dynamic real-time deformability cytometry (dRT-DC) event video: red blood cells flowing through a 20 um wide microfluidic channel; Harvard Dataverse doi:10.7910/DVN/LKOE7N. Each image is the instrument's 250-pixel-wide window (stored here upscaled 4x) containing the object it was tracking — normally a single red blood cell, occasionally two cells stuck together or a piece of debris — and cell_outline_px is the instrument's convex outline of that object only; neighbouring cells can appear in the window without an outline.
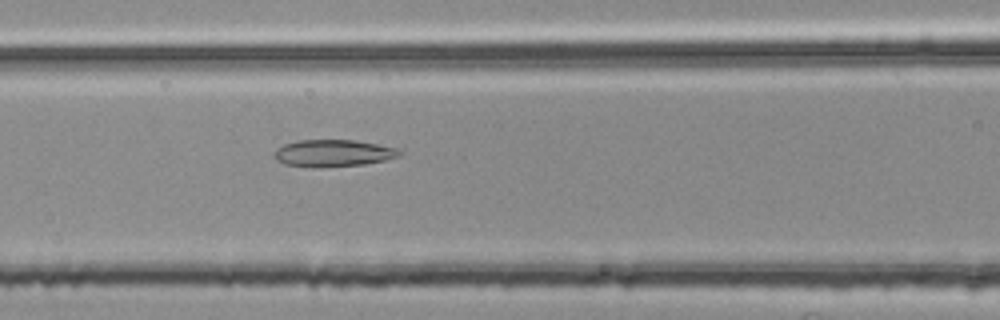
{"species": "common noctule bat (a hibernating species)", "species_latin": "Nyctalus noctula", "temperature_condition": "room temperature", "stored_images_in_passage": 34, "camera_frame_rate_fps": 3000, "um_per_image_px": 0.085, "animal": {"sex": "female", "body_mass_g": 25.1}, "frame": {"image": 1, "passage_image": 6, "time_ms": 1.667, "image_size_px": [1000, 320], "cell_outline_px": [[404, 152], [400, 156], [384, 160], [364, 164], [312, 168], [284, 164], [276, 160], [272, 156], [276, 148], [284, 144], [296, 140], [352, 140], [376, 144], [396, 148]], "centroid_in_image_um": [28.26, 13.02], "position_along_channel_um": 138.3, "area_um2": 19.83}}
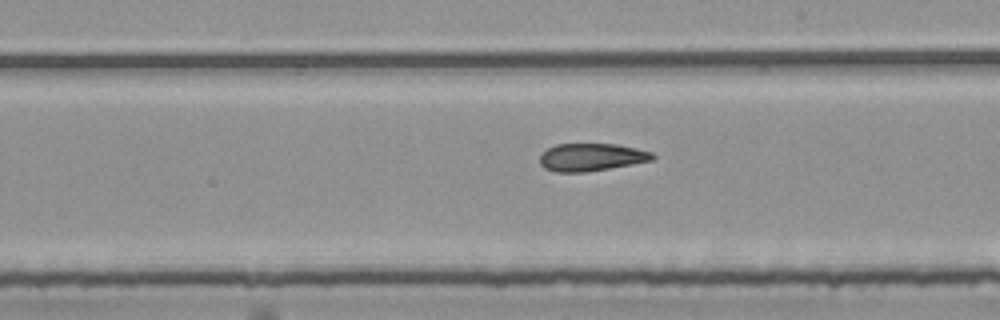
{"frame": {"image": 2, "passage_image": 14, "time_ms": 4.333, "image_size_px": [1000, 320], "cell_outline_px": [[656, 156], [652, 160], [632, 164], [584, 172], [556, 172], [544, 168], [540, 164], [540, 156], [548, 148], [556, 144], [616, 144], [636, 148], [652, 152]], "centroid_in_image_um": [50.26, 13.36], "position_along_channel_um": 238.7, "area_um2": 18.03}}
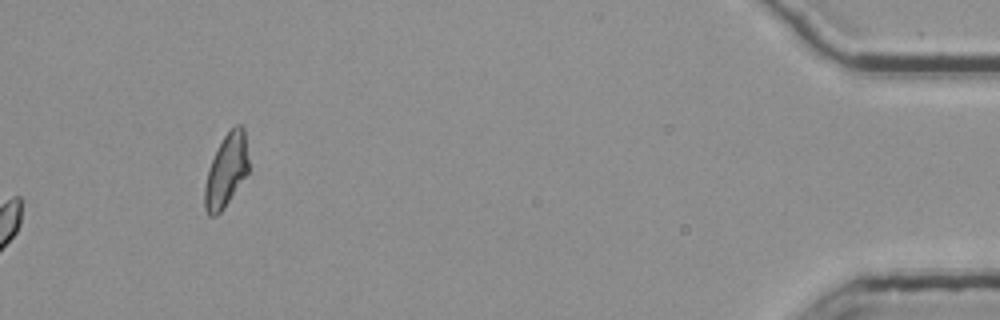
{"frame": {"image": 3, "passage_image": 34, "time_ms": 11.0, "image_size_px": [1000, 320], "cell_outline_px": [[248, 172], [224, 208], [216, 216], [208, 216], [204, 208], [204, 188], [208, 168], [224, 136], [236, 124], [240, 124], [244, 128], [248, 160]], "centroid_in_image_um": [19.21, 14.53], "position_along_channel_um": 416.0, "area_um2": 18.44}}